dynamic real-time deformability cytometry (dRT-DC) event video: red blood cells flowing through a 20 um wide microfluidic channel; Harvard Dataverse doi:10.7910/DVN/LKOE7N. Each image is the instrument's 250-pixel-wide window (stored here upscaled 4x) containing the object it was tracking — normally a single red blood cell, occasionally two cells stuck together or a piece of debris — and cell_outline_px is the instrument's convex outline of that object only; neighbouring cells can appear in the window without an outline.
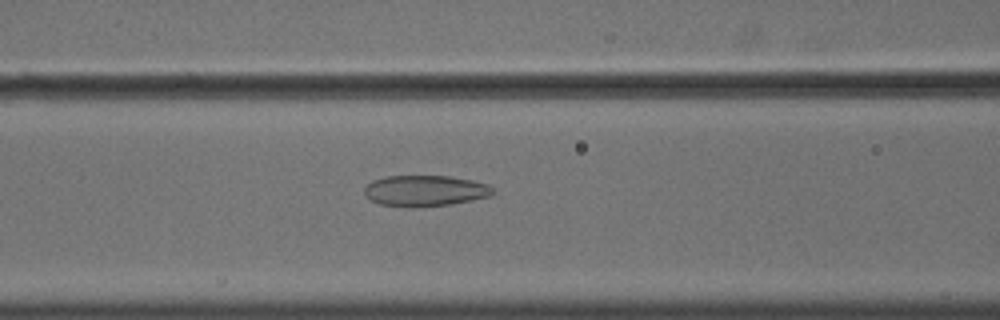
{"species": "common noctule bat (a hibernating species)", "species_latin": "Nyctalus noctula", "temperature_condition": "cold", "stored_images_in_passage": 44, "camera_frame_rate_fps": 3000, "um_per_image_px": 0.085, "animal": {"sex": "male", "body_mass_g": 18.8}, "frame": {"image": 1, "passage_image": 12, "time_ms": 3.667, "image_size_px": [1000, 320], "cell_outline_px": [[496, 192], [488, 196], [452, 204], [416, 208], [380, 204], [364, 196], [364, 188], [372, 180], [384, 176], [452, 176], [472, 180], [488, 184]], "centroid_in_image_um": [36.11, 16.21], "position_along_channel_um": 130.5, "area_um2": 23.35}}
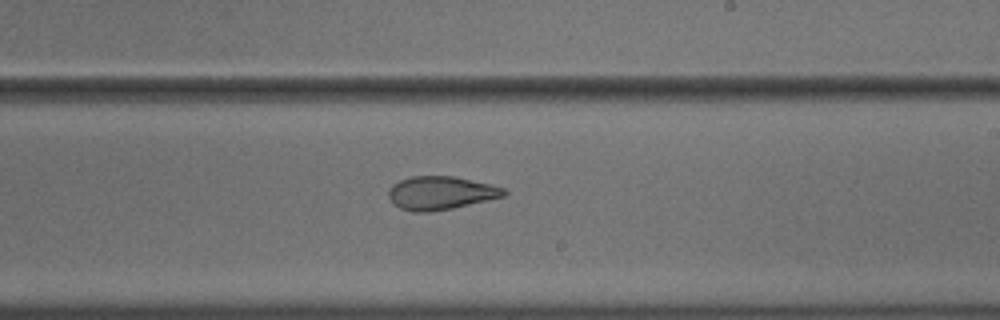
{"frame": {"image": 2, "passage_image": 22, "time_ms": 7.0, "image_size_px": [1000, 320], "cell_outline_px": [[508, 192], [504, 196], [452, 208], [428, 212], [412, 212], [400, 208], [392, 204], [388, 196], [388, 188], [392, 184], [400, 180], [412, 176], [456, 176], [492, 184], [504, 188]], "centroid_in_image_um": [37.43, 16.39], "position_along_channel_um": 251.6, "area_um2": 22.6}}
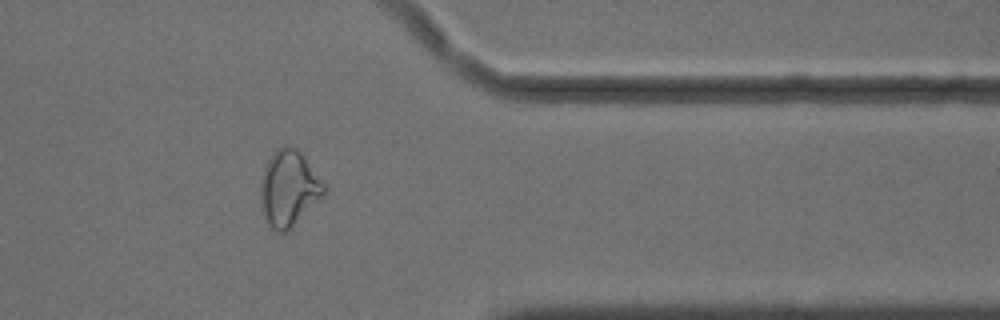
{"frame": {"image": 3, "passage_image": 34, "time_ms": 11.0, "image_size_px": [1000, 320], "cell_outline_px": [[324, 192], [284, 232], [280, 232], [272, 228], [268, 224], [264, 216], [260, 192], [260, 180], [268, 160], [280, 148], [296, 148], [304, 156], [324, 184]], "centroid_in_image_um": [24.5, 15.99], "position_along_channel_um": 386.9, "area_um2": 26.41}, "authors_computed_cell_mechanics": {"area_um2": 24.6228, "velocity_mm_per_s": 3.6309, "shape_relaxation_time_tau1_ms": null, "shape_relaxation_time_tau2_ms": 1.9307, "deformation_change_tau1": null, "deformation_change_tau2": 0.0864}}